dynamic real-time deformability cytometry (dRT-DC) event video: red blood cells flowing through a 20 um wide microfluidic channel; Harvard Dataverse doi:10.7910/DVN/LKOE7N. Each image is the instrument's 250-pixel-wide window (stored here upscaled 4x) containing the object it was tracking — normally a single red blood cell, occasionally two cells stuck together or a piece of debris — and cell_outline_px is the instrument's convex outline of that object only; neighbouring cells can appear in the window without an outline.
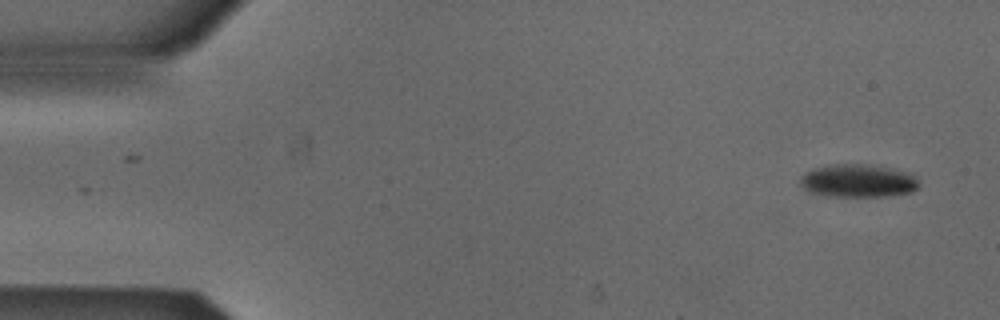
{"species": "Egyptian fruit bat (a non-hibernating species)", "species_latin": "Rousettus aegyptiacus", "temperature_condition": "cold", "stored_images_in_passage": 2, "camera_frame_rate_fps": 3000, "um_per_image_px": 0.085, "animal": {"sex": "male"}, "frame": {"image": 1, "passage_image": 2, "time_ms": 0.333, "image_size_px": [1000, 320], "cell_outline_px": [[916, 188], [912, 192], [884, 196], [828, 196], [812, 192], [804, 188], [800, 184], [800, 176], [804, 172], [812, 168], [824, 164], [868, 164], [908, 172], [916, 176]], "centroid_in_image_um": [72.87, 15.35], "position_along_channel_um": 12.1, "area_um2": 22.83}}